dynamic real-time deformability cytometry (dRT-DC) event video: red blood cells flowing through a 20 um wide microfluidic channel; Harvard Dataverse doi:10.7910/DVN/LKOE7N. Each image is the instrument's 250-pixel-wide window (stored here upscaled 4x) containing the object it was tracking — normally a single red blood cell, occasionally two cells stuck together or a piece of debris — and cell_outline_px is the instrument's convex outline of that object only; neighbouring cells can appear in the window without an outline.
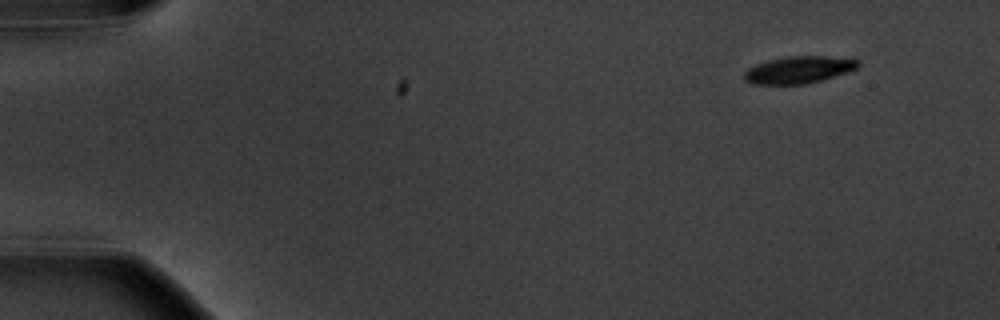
{"species": "common noctule bat (a hibernating species)", "species_latin": "Nyctalus noctula", "temperature_condition": "warm", "stored_images_in_passage": 7, "segment_of_instrument_passage": [2, 2], "camera_frame_rate_fps": 3000, "um_per_image_px": 0.085, "animal": {"sex": "male", "body_mass_g": 20.1, "forearm_length_mm": 53.5}, "frame": {"image": 1, "passage_image": 7, "time_ms": 7.0, "image_size_px": [1000, 320], "cell_outline_px": [[860, 64], [856, 68], [848, 72], [820, 80], [804, 84], [752, 84], [744, 80], [744, 72], [748, 68], [756, 64], [768, 60], [788, 56], [852, 56]], "centroid_in_image_um": [67.92, 5.91], "position_along_channel_um": 17.1, "area_um2": 18.15}}